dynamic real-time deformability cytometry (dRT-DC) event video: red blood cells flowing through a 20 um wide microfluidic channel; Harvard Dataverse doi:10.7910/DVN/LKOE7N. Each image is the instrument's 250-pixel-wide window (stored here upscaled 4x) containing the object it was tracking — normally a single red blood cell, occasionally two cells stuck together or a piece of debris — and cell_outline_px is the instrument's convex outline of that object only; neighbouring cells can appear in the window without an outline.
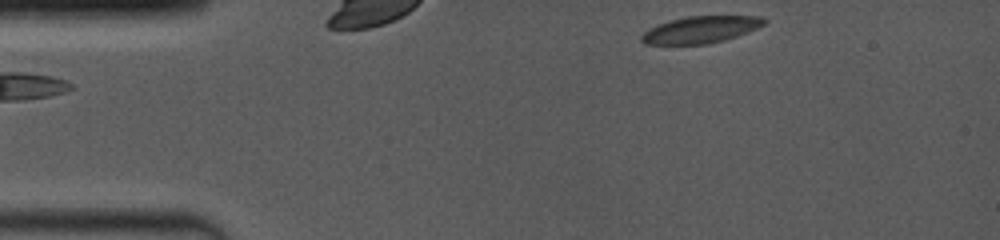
{"species": "common noctule bat (a hibernating species)", "species_latin": "Nyctalus noctula", "temperature_condition": "room temperature", "stored_images_in_passage": 18, "camera_frame_rate_fps": 4000, "um_per_image_px": 0.085, "animal": {"sex": "female", "body_mass_g": 19.0, "forearm_length_mm": 53.3}, "frame": {"image": 1, "passage_image": 1, "time_ms": 0.0, "image_size_px": [1000, 240], "cell_outline_px": [[768, 20], [764, 24], [748, 32], [724, 40], [708, 44], [644, 44], [640, 40], [640, 36], [648, 28], [672, 20], [688, 16], [764, 16]], "centroid_in_image_um": [59.57, 2.52], "position_along_channel_um": 25.4, "area_um2": 19.13}}
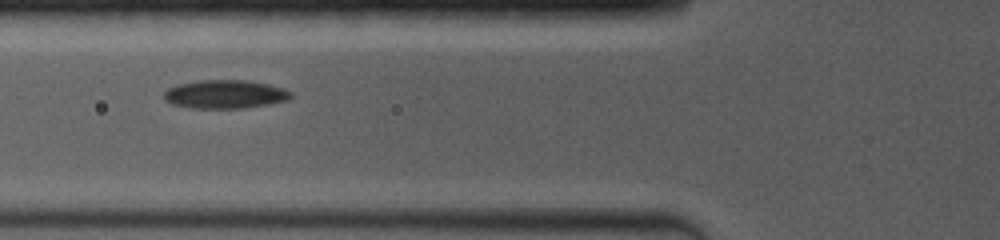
{"frame": {"image": 2, "passage_image": 8, "time_ms": 3.75, "image_size_px": [1000, 240], "cell_outline_px": [[292, 96], [288, 100], [268, 104], [244, 108], [188, 108], [172, 104], [164, 100], [164, 92], [168, 88], [176, 84], [200, 80], [244, 80], [268, 84], [284, 88], [292, 92]], "centroid_in_image_um": [19.11, 8.01], "position_along_channel_um": 106.7, "area_um2": 21.21}}
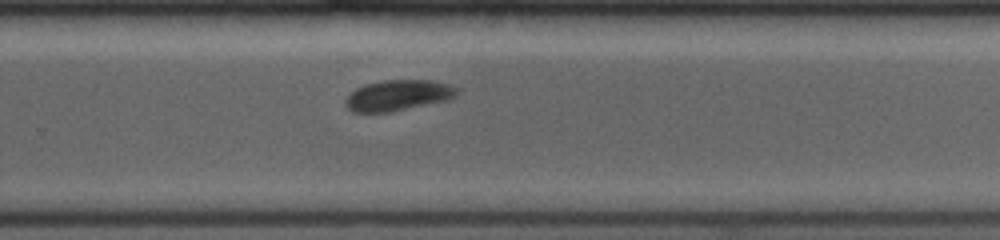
{"frame": {"image": 3, "passage_image": 18, "time_ms": 8.5, "image_size_px": [1000, 240], "cell_outline_px": [[456, 96], [448, 100], [392, 112], [352, 112], [344, 104], [344, 100], [356, 88], [364, 84], [380, 80], [432, 80], [448, 84], [456, 88]], "centroid_in_image_um": [33.8, 8.1], "position_along_channel_um": 296.0, "area_um2": 20.06}}